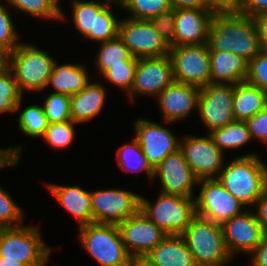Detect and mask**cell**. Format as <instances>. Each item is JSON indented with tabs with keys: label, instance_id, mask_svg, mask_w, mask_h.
I'll list each match as a JSON object with an SVG mask.
<instances>
[{
	"label": "cell",
	"instance_id": "cell-1",
	"mask_svg": "<svg viewBox=\"0 0 267 266\" xmlns=\"http://www.w3.org/2000/svg\"><path fill=\"white\" fill-rule=\"evenodd\" d=\"M207 44L209 50L230 52L248 62L262 50L254 18L236 11L214 14Z\"/></svg>",
	"mask_w": 267,
	"mask_h": 266
},
{
	"label": "cell",
	"instance_id": "cell-2",
	"mask_svg": "<svg viewBox=\"0 0 267 266\" xmlns=\"http://www.w3.org/2000/svg\"><path fill=\"white\" fill-rule=\"evenodd\" d=\"M224 167L217 177L224 188L247 208L254 206L267 189V165L258 155L249 153Z\"/></svg>",
	"mask_w": 267,
	"mask_h": 266
},
{
	"label": "cell",
	"instance_id": "cell-3",
	"mask_svg": "<svg viewBox=\"0 0 267 266\" xmlns=\"http://www.w3.org/2000/svg\"><path fill=\"white\" fill-rule=\"evenodd\" d=\"M181 235L197 266H226L232 258L220 224L196 215Z\"/></svg>",
	"mask_w": 267,
	"mask_h": 266
},
{
	"label": "cell",
	"instance_id": "cell-4",
	"mask_svg": "<svg viewBox=\"0 0 267 266\" xmlns=\"http://www.w3.org/2000/svg\"><path fill=\"white\" fill-rule=\"evenodd\" d=\"M47 52L33 44H20L8 55V67L23 95L25 90L42 91L48 88V81L55 64Z\"/></svg>",
	"mask_w": 267,
	"mask_h": 266
},
{
	"label": "cell",
	"instance_id": "cell-5",
	"mask_svg": "<svg viewBox=\"0 0 267 266\" xmlns=\"http://www.w3.org/2000/svg\"><path fill=\"white\" fill-rule=\"evenodd\" d=\"M79 230L83 248L101 266H130L132 257L123 244L118 225L93 222Z\"/></svg>",
	"mask_w": 267,
	"mask_h": 266
},
{
	"label": "cell",
	"instance_id": "cell-6",
	"mask_svg": "<svg viewBox=\"0 0 267 266\" xmlns=\"http://www.w3.org/2000/svg\"><path fill=\"white\" fill-rule=\"evenodd\" d=\"M140 209L167 235H181L196 216L195 198L161 192L154 204L141 196Z\"/></svg>",
	"mask_w": 267,
	"mask_h": 266
},
{
	"label": "cell",
	"instance_id": "cell-7",
	"mask_svg": "<svg viewBox=\"0 0 267 266\" xmlns=\"http://www.w3.org/2000/svg\"><path fill=\"white\" fill-rule=\"evenodd\" d=\"M105 2L72 1V16L75 28L84 35V39L95 40L99 43L112 40L118 36L120 20L115 17L109 5L119 3L118 0Z\"/></svg>",
	"mask_w": 267,
	"mask_h": 266
},
{
	"label": "cell",
	"instance_id": "cell-8",
	"mask_svg": "<svg viewBox=\"0 0 267 266\" xmlns=\"http://www.w3.org/2000/svg\"><path fill=\"white\" fill-rule=\"evenodd\" d=\"M38 226L4 227L0 258L15 260L27 266H45L51 248L41 239Z\"/></svg>",
	"mask_w": 267,
	"mask_h": 266
},
{
	"label": "cell",
	"instance_id": "cell-9",
	"mask_svg": "<svg viewBox=\"0 0 267 266\" xmlns=\"http://www.w3.org/2000/svg\"><path fill=\"white\" fill-rule=\"evenodd\" d=\"M174 81L199 88L211 83L208 44L171 46L169 51Z\"/></svg>",
	"mask_w": 267,
	"mask_h": 266
},
{
	"label": "cell",
	"instance_id": "cell-10",
	"mask_svg": "<svg viewBox=\"0 0 267 266\" xmlns=\"http://www.w3.org/2000/svg\"><path fill=\"white\" fill-rule=\"evenodd\" d=\"M198 183L202 185L195 197L196 215L222 225L244 211L245 206L224 188L218 178L202 179Z\"/></svg>",
	"mask_w": 267,
	"mask_h": 266
},
{
	"label": "cell",
	"instance_id": "cell-11",
	"mask_svg": "<svg viewBox=\"0 0 267 266\" xmlns=\"http://www.w3.org/2000/svg\"><path fill=\"white\" fill-rule=\"evenodd\" d=\"M118 36L133 57H161L169 55L170 45L149 20L128 17L120 19Z\"/></svg>",
	"mask_w": 267,
	"mask_h": 266
},
{
	"label": "cell",
	"instance_id": "cell-12",
	"mask_svg": "<svg viewBox=\"0 0 267 266\" xmlns=\"http://www.w3.org/2000/svg\"><path fill=\"white\" fill-rule=\"evenodd\" d=\"M93 222L119 225L140 210L141 196L120 189L91 192Z\"/></svg>",
	"mask_w": 267,
	"mask_h": 266
},
{
	"label": "cell",
	"instance_id": "cell-13",
	"mask_svg": "<svg viewBox=\"0 0 267 266\" xmlns=\"http://www.w3.org/2000/svg\"><path fill=\"white\" fill-rule=\"evenodd\" d=\"M180 150L198 180L217 178L224 167V154L215 145L213 138L184 136Z\"/></svg>",
	"mask_w": 267,
	"mask_h": 266
},
{
	"label": "cell",
	"instance_id": "cell-14",
	"mask_svg": "<svg viewBox=\"0 0 267 266\" xmlns=\"http://www.w3.org/2000/svg\"><path fill=\"white\" fill-rule=\"evenodd\" d=\"M234 85L208 84L200 88L197 111L211 131L235 121L233 116Z\"/></svg>",
	"mask_w": 267,
	"mask_h": 266
},
{
	"label": "cell",
	"instance_id": "cell-15",
	"mask_svg": "<svg viewBox=\"0 0 267 266\" xmlns=\"http://www.w3.org/2000/svg\"><path fill=\"white\" fill-rule=\"evenodd\" d=\"M118 227L123 244L132 258H143L167 236L141 209Z\"/></svg>",
	"mask_w": 267,
	"mask_h": 266
},
{
	"label": "cell",
	"instance_id": "cell-16",
	"mask_svg": "<svg viewBox=\"0 0 267 266\" xmlns=\"http://www.w3.org/2000/svg\"><path fill=\"white\" fill-rule=\"evenodd\" d=\"M136 139L150 166L155 169L169 154L180 149V141L167 127L146 119L134 124Z\"/></svg>",
	"mask_w": 267,
	"mask_h": 266
},
{
	"label": "cell",
	"instance_id": "cell-17",
	"mask_svg": "<svg viewBox=\"0 0 267 266\" xmlns=\"http://www.w3.org/2000/svg\"><path fill=\"white\" fill-rule=\"evenodd\" d=\"M174 81L171 59L169 55L161 57L138 58L130 100L134 94L158 96Z\"/></svg>",
	"mask_w": 267,
	"mask_h": 266
},
{
	"label": "cell",
	"instance_id": "cell-18",
	"mask_svg": "<svg viewBox=\"0 0 267 266\" xmlns=\"http://www.w3.org/2000/svg\"><path fill=\"white\" fill-rule=\"evenodd\" d=\"M226 248L231 256L235 253H252L261 243L265 231L251 210L243 211L222 225Z\"/></svg>",
	"mask_w": 267,
	"mask_h": 266
},
{
	"label": "cell",
	"instance_id": "cell-19",
	"mask_svg": "<svg viewBox=\"0 0 267 266\" xmlns=\"http://www.w3.org/2000/svg\"><path fill=\"white\" fill-rule=\"evenodd\" d=\"M157 176L162 185L161 193L195 198L193 187L199 180L193 174L180 149L169 154L154 169L153 177Z\"/></svg>",
	"mask_w": 267,
	"mask_h": 266
},
{
	"label": "cell",
	"instance_id": "cell-20",
	"mask_svg": "<svg viewBox=\"0 0 267 266\" xmlns=\"http://www.w3.org/2000/svg\"><path fill=\"white\" fill-rule=\"evenodd\" d=\"M215 13L212 9H175V36L170 47L207 43Z\"/></svg>",
	"mask_w": 267,
	"mask_h": 266
},
{
	"label": "cell",
	"instance_id": "cell-21",
	"mask_svg": "<svg viewBox=\"0 0 267 266\" xmlns=\"http://www.w3.org/2000/svg\"><path fill=\"white\" fill-rule=\"evenodd\" d=\"M200 88L173 81L158 94V103L163 120L172 123L184 119L198 107Z\"/></svg>",
	"mask_w": 267,
	"mask_h": 266
},
{
	"label": "cell",
	"instance_id": "cell-22",
	"mask_svg": "<svg viewBox=\"0 0 267 266\" xmlns=\"http://www.w3.org/2000/svg\"><path fill=\"white\" fill-rule=\"evenodd\" d=\"M143 259L152 266H197L182 235H167Z\"/></svg>",
	"mask_w": 267,
	"mask_h": 266
},
{
	"label": "cell",
	"instance_id": "cell-23",
	"mask_svg": "<svg viewBox=\"0 0 267 266\" xmlns=\"http://www.w3.org/2000/svg\"><path fill=\"white\" fill-rule=\"evenodd\" d=\"M211 83L236 85L245 82L249 62L236 54L209 50Z\"/></svg>",
	"mask_w": 267,
	"mask_h": 266
},
{
	"label": "cell",
	"instance_id": "cell-24",
	"mask_svg": "<svg viewBox=\"0 0 267 266\" xmlns=\"http://www.w3.org/2000/svg\"><path fill=\"white\" fill-rule=\"evenodd\" d=\"M47 187L56 200L78 220L80 227L93 223L91 192L83 190L79 185L47 184Z\"/></svg>",
	"mask_w": 267,
	"mask_h": 266
},
{
	"label": "cell",
	"instance_id": "cell-25",
	"mask_svg": "<svg viewBox=\"0 0 267 266\" xmlns=\"http://www.w3.org/2000/svg\"><path fill=\"white\" fill-rule=\"evenodd\" d=\"M106 93L105 86L90 82L79 93L70 96L71 116L76 125L92 120L101 112Z\"/></svg>",
	"mask_w": 267,
	"mask_h": 266
},
{
	"label": "cell",
	"instance_id": "cell-26",
	"mask_svg": "<svg viewBox=\"0 0 267 266\" xmlns=\"http://www.w3.org/2000/svg\"><path fill=\"white\" fill-rule=\"evenodd\" d=\"M90 83L85 66L81 64L57 65L55 62L48 86L54 88V93L74 95Z\"/></svg>",
	"mask_w": 267,
	"mask_h": 266
},
{
	"label": "cell",
	"instance_id": "cell-27",
	"mask_svg": "<svg viewBox=\"0 0 267 266\" xmlns=\"http://www.w3.org/2000/svg\"><path fill=\"white\" fill-rule=\"evenodd\" d=\"M266 107V92L246 81L234 85L233 116L235 121H246Z\"/></svg>",
	"mask_w": 267,
	"mask_h": 266
},
{
	"label": "cell",
	"instance_id": "cell-28",
	"mask_svg": "<svg viewBox=\"0 0 267 266\" xmlns=\"http://www.w3.org/2000/svg\"><path fill=\"white\" fill-rule=\"evenodd\" d=\"M100 44V50L97 53L95 62L101 75L112 66L124 65V61L138 60V58L132 56L128 47L119 36Z\"/></svg>",
	"mask_w": 267,
	"mask_h": 266
},
{
	"label": "cell",
	"instance_id": "cell-29",
	"mask_svg": "<svg viewBox=\"0 0 267 266\" xmlns=\"http://www.w3.org/2000/svg\"><path fill=\"white\" fill-rule=\"evenodd\" d=\"M215 145L224 153L225 149L241 148L252 140L245 121H234L211 131Z\"/></svg>",
	"mask_w": 267,
	"mask_h": 266
},
{
	"label": "cell",
	"instance_id": "cell-30",
	"mask_svg": "<svg viewBox=\"0 0 267 266\" xmlns=\"http://www.w3.org/2000/svg\"><path fill=\"white\" fill-rule=\"evenodd\" d=\"M117 161L119 167L126 172L145 171L150 179H154V169L148 163L147 158L142 152L139 142L135 137L129 144L117 148Z\"/></svg>",
	"mask_w": 267,
	"mask_h": 266
},
{
	"label": "cell",
	"instance_id": "cell-31",
	"mask_svg": "<svg viewBox=\"0 0 267 266\" xmlns=\"http://www.w3.org/2000/svg\"><path fill=\"white\" fill-rule=\"evenodd\" d=\"M23 95L11 69L7 66L0 71V114L15 113L21 108Z\"/></svg>",
	"mask_w": 267,
	"mask_h": 266
},
{
	"label": "cell",
	"instance_id": "cell-32",
	"mask_svg": "<svg viewBox=\"0 0 267 266\" xmlns=\"http://www.w3.org/2000/svg\"><path fill=\"white\" fill-rule=\"evenodd\" d=\"M48 124L43 105L26 106L18 117L20 130L26 136L32 138L43 137Z\"/></svg>",
	"mask_w": 267,
	"mask_h": 266
},
{
	"label": "cell",
	"instance_id": "cell-33",
	"mask_svg": "<svg viewBox=\"0 0 267 266\" xmlns=\"http://www.w3.org/2000/svg\"><path fill=\"white\" fill-rule=\"evenodd\" d=\"M12 7L31 16L45 19H65L63 10L56 0H6Z\"/></svg>",
	"mask_w": 267,
	"mask_h": 266
},
{
	"label": "cell",
	"instance_id": "cell-34",
	"mask_svg": "<svg viewBox=\"0 0 267 266\" xmlns=\"http://www.w3.org/2000/svg\"><path fill=\"white\" fill-rule=\"evenodd\" d=\"M119 6L131 12L129 17L145 20L171 9L168 0H119Z\"/></svg>",
	"mask_w": 267,
	"mask_h": 266
},
{
	"label": "cell",
	"instance_id": "cell-35",
	"mask_svg": "<svg viewBox=\"0 0 267 266\" xmlns=\"http://www.w3.org/2000/svg\"><path fill=\"white\" fill-rule=\"evenodd\" d=\"M43 108L48 123L72 120L69 95L52 92L46 97Z\"/></svg>",
	"mask_w": 267,
	"mask_h": 266
},
{
	"label": "cell",
	"instance_id": "cell-36",
	"mask_svg": "<svg viewBox=\"0 0 267 266\" xmlns=\"http://www.w3.org/2000/svg\"><path fill=\"white\" fill-rule=\"evenodd\" d=\"M75 124L76 123L73 120L60 123H49L42 138L54 148H67L74 141Z\"/></svg>",
	"mask_w": 267,
	"mask_h": 266
},
{
	"label": "cell",
	"instance_id": "cell-37",
	"mask_svg": "<svg viewBox=\"0 0 267 266\" xmlns=\"http://www.w3.org/2000/svg\"><path fill=\"white\" fill-rule=\"evenodd\" d=\"M136 64L137 61H124V65L112 66L102 76L128 95L132 90Z\"/></svg>",
	"mask_w": 267,
	"mask_h": 266
},
{
	"label": "cell",
	"instance_id": "cell-38",
	"mask_svg": "<svg viewBox=\"0 0 267 266\" xmlns=\"http://www.w3.org/2000/svg\"><path fill=\"white\" fill-rule=\"evenodd\" d=\"M18 37L9 11L0 4V50L9 55L20 44Z\"/></svg>",
	"mask_w": 267,
	"mask_h": 266
},
{
	"label": "cell",
	"instance_id": "cell-39",
	"mask_svg": "<svg viewBox=\"0 0 267 266\" xmlns=\"http://www.w3.org/2000/svg\"><path fill=\"white\" fill-rule=\"evenodd\" d=\"M23 218V210L15 203L9 193L0 187V225L4 227L21 226L20 223Z\"/></svg>",
	"mask_w": 267,
	"mask_h": 266
},
{
	"label": "cell",
	"instance_id": "cell-40",
	"mask_svg": "<svg viewBox=\"0 0 267 266\" xmlns=\"http://www.w3.org/2000/svg\"><path fill=\"white\" fill-rule=\"evenodd\" d=\"M245 81L267 93V49H262L249 62Z\"/></svg>",
	"mask_w": 267,
	"mask_h": 266
},
{
	"label": "cell",
	"instance_id": "cell-41",
	"mask_svg": "<svg viewBox=\"0 0 267 266\" xmlns=\"http://www.w3.org/2000/svg\"><path fill=\"white\" fill-rule=\"evenodd\" d=\"M149 21L169 45L174 41L175 9L171 8L166 12L153 16Z\"/></svg>",
	"mask_w": 267,
	"mask_h": 266
},
{
	"label": "cell",
	"instance_id": "cell-42",
	"mask_svg": "<svg viewBox=\"0 0 267 266\" xmlns=\"http://www.w3.org/2000/svg\"><path fill=\"white\" fill-rule=\"evenodd\" d=\"M245 122L251 138L267 144V107Z\"/></svg>",
	"mask_w": 267,
	"mask_h": 266
},
{
	"label": "cell",
	"instance_id": "cell-43",
	"mask_svg": "<svg viewBox=\"0 0 267 266\" xmlns=\"http://www.w3.org/2000/svg\"><path fill=\"white\" fill-rule=\"evenodd\" d=\"M237 13L255 18L267 13V0H240L235 10Z\"/></svg>",
	"mask_w": 267,
	"mask_h": 266
},
{
	"label": "cell",
	"instance_id": "cell-44",
	"mask_svg": "<svg viewBox=\"0 0 267 266\" xmlns=\"http://www.w3.org/2000/svg\"><path fill=\"white\" fill-rule=\"evenodd\" d=\"M21 147L18 146L0 149V169L7 166H15L18 164V160L21 157Z\"/></svg>",
	"mask_w": 267,
	"mask_h": 266
},
{
	"label": "cell",
	"instance_id": "cell-45",
	"mask_svg": "<svg viewBox=\"0 0 267 266\" xmlns=\"http://www.w3.org/2000/svg\"><path fill=\"white\" fill-rule=\"evenodd\" d=\"M256 206V218L263 227L264 231L267 232V189L262 193L261 197L255 203ZM258 207V208H257Z\"/></svg>",
	"mask_w": 267,
	"mask_h": 266
},
{
	"label": "cell",
	"instance_id": "cell-46",
	"mask_svg": "<svg viewBox=\"0 0 267 266\" xmlns=\"http://www.w3.org/2000/svg\"><path fill=\"white\" fill-rule=\"evenodd\" d=\"M254 266H267V232L260 245L251 253Z\"/></svg>",
	"mask_w": 267,
	"mask_h": 266
},
{
	"label": "cell",
	"instance_id": "cell-47",
	"mask_svg": "<svg viewBox=\"0 0 267 266\" xmlns=\"http://www.w3.org/2000/svg\"><path fill=\"white\" fill-rule=\"evenodd\" d=\"M205 4L215 12H232L236 10L235 0H204Z\"/></svg>",
	"mask_w": 267,
	"mask_h": 266
},
{
	"label": "cell",
	"instance_id": "cell-48",
	"mask_svg": "<svg viewBox=\"0 0 267 266\" xmlns=\"http://www.w3.org/2000/svg\"><path fill=\"white\" fill-rule=\"evenodd\" d=\"M173 9H210L204 0H168Z\"/></svg>",
	"mask_w": 267,
	"mask_h": 266
},
{
	"label": "cell",
	"instance_id": "cell-49",
	"mask_svg": "<svg viewBox=\"0 0 267 266\" xmlns=\"http://www.w3.org/2000/svg\"><path fill=\"white\" fill-rule=\"evenodd\" d=\"M258 31L262 49H267V13L260 14L254 18Z\"/></svg>",
	"mask_w": 267,
	"mask_h": 266
},
{
	"label": "cell",
	"instance_id": "cell-50",
	"mask_svg": "<svg viewBox=\"0 0 267 266\" xmlns=\"http://www.w3.org/2000/svg\"><path fill=\"white\" fill-rule=\"evenodd\" d=\"M0 266H27V265L15 260L0 258Z\"/></svg>",
	"mask_w": 267,
	"mask_h": 266
},
{
	"label": "cell",
	"instance_id": "cell-51",
	"mask_svg": "<svg viewBox=\"0 0 267 266\" xmlns=\"http://www.w3.org/2000/svg\"><path fill=\"white\" fill-rule=\"evenodd\" d=\"M7 66H8V55L3 50H0V71L5 69Z\"/></svg>",
	"mask_w": 267,
	"mask_h": 266
},
{
	"label": "cell",
	"instance_id": "cell-52",
	"mask_svg": "<svg viewBox=\"0 0 267 266\" xmlns=\"http://www.w3.org/2000/svg\"><path fill=\"white\" fill-rule=\"evenodd\" d=\"M130 266H152L143 258H132Z\"/></svg>",
	"mask_w": 267,
	"mask_h": 266
},
{
	"label": "cell",
	"instance_id": "cell-53",
	"mask_svg": "<svg viewBox=\"0 0 267 266\" xmlns=\"http://www.w3.org/2000/svg\"><path fill=\"white\" fill-rule=\"evenodd\" d=\"M3 229H4V226L0 225V245H1L2 236H3Z\"/></svg>",
	"mask_w": 267,
	"mask_h": 266
}]
</instances>
